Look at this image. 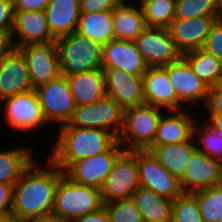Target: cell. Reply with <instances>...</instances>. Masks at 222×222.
<instances>
[{
  "label": "cell",
  "instance_id": "6da1fadb",
  "mask_svg": "<svg viewBox=\"0 0 222 222\" xmlns=\"http://www.w3.org/2000/svg\"><path fill=\"white\" fill-rule=\"evenodd\" d=\"M37 166L33 160L13 186L11 216L17 222L52 214L55 191L64 172L51 160L50 169Z\"/></svg>",
  "mask_w": 222,
  "mask_h": 222
},
{
  "label": "cell",
  "instance_id": "7a4b0ae2",
  "mask_svg": "<svg viewBox=\"0 0 222 222\" xmlns=\"http://www.w3.org/2000/svg\"><path fill=\"white\" fill-rule=\"evenodd\" d=\"M117 138L100 128H76L60 125L59 139L50 160L63 172L76 161L108 151Z\"/></svg>",
  "mask_w": 222,
  "mask_h": 222
},
{
  "label": "cell",
  "instance_id": "3957f363",
  "mask_svg": "<svg viewBox=\"0 0 222 222\" xmlns=\"http://www.w3.org/2000/svg\"><path fill=\"white\" fill-rule=\"evenodd\" d=\"M61 75L74 74L102 68V46L77 32L57 38Z\"/></svg>",
  "mask_w": 222,
  "mask_h": 222
},
{
  "label": "cell",
  "instance_id": "277c9868",
  "mask_svg": "<svg viewBox=\"0 0 222 222\" xmlns=\"http://www.w3.org/2000/svg\"><path fill=\"white\" fill-rule=\"evenodd\" d=\"M104 206L100 189L73 182L64 173L55 191L52 214L73 221Z\"/></svg>",
  "mask_w": 222,
  "mask_h": 222
},
{
  "label": "cell",
  "instance_id": "5b68a950",
  "mask_svg": "<svg viewBox=\"0 0 222 222\" xmlns=\"http://www.w3.org/2000/svg\"><path fill=\"white\" fill-rule=\"evenodd\" d=\"M162 108L151 104H141L124 109L122 130L117 137L124 150L147 149L153 142L162 113Z\"/></svg>",
  "mask_w": 222,
  "mask_h": 222
},
{
  "label": "cell",
  "instance_id": "8992f818",
  "mask_svg": "<svg viewBox=\"0 0 222 222\" xmlns=\"http://www.w3.org/2000/svg\"><path fill=\"white\" fill-rule=\"evenodd\" d=\"M139 187L136 149L124 150L114 162L100 188L102 201L107 204L115 200L132 198Z\"/></svg>",
  "mask_w": 222,
  "mask_h": 222
},
{
  "label": "cell",
  "instance_id": "52a82bcc",
  "mask_svg": "<svg viewBox=\"0 0 222 222\" xmlns=\"http://www.w3.org/2000/svg\"><path fill=\"white\" fill-rule=\"evenodd\" d=\"M123 117L124 109L105 96L94 103L76 106L67 124L76 128H100L117 138L122 130Z\"/></svg>",
  "mask_w": 222,
  "mask_h": 222
},
{
  "label": "cell",
  "instance_id": "ba28073f",
  "mask_svg": "<svg viewBox=\"0 0 222 222\" xmlns=\"http://www.w3.org/2000/svg\"><path fill=\"white\" fill-rule=\"evenodd\" d=\"M140 187L175 200L183 191L179 179L170 174L147 149H136Z\"/></svg>",
  "mask_w": 222,
  "mask_h": 222
},
{
  "label": "cell",
  "instance_id": "9c48e42d",
  "mask_svg": "<svg viewBox=\"0 0 222 222\" xmlns=\"http://www.w3.org/2000/svg\"><path fill=\"white\" fill-rule=\"evenodd\" d=\"M35 91L47 122L56 121L61 125L68 123L76 105L65 76L60 75L57 79L40 85Z\"/></svg>",
  "mask_w": 222,
  "mask_h": 222
},
{
  "label": "cell",
  "instance_id": "30bf717a",
  "mask_svg": "<svg viewBox=\"0 0 222 222\" xmlns=\"http://www.w3.org/2000/svg\"><path fill=\"white\" fill-rule=\"evenodd\" d=\"M117 141L108 151L73 162L64 174L73 182L100 189L111 171V168L124 151Z\"/></svg>",
  "mask_w": 222,
  "mask_h": 222
},
{
  "label": "cell",
  "instance_id": "8fae6325",
  "mask_svg": "<svg viewBox=\"0 0 222 222\" xmlns=\"http://www.w3.org/2000/svg\"><path fill=\"white\" fill-rule=\"evenodd\" d=\"M18 50L26 59L33 89L61 75L55 42L27 44Z\"/></svg>",
  "mask_w": 222,
  "mask_h": 222
},
{
  "label": "cell",
  "instance_id": "7c38bea8",
  "mask_svg": "<svg viewBox=\"0 0 222 222\" xmlns=\"http://www.w3.org/2000/svg\"><path fill=\"white\" fill-rule=\"evenodd\" d=\"M134 42L148 67L166 66L182 57L168 29L146 27Z\"/></svg>",
  "mask_w": 222,
  "mask_h": 222
},
{
  "label": "cell",
  "instance_id": "4fadbf2b",
  "mask_svg": "<svg viewBox=\"0 0 222 222\" xmlns=\"http://www.w3.org/2000/svg\"><path fill=\"white\" fill-rule=\"evenodd\" d=\"M1 101H6L5 117L8 124L16 130L32 131L47 123L35 89L7 97Z\"/></svg>",
  "mask_w": 222,
  "mask_h": 222
},
{
  "label": "cell",
  "instance_id": "5bb4252c",
  "mask_svg": "<svg viewBox=\"0 0 222 222\" xmlns=\"http://www.w3.org/2000/svg\"><path fill=\"white\" fill-rule=\"evenodd\" d=\"M179 182L183 192L222 184V161L196 150Z\"/></svg>",
  "mask_w": 222,
  "mask_h": 222
},
{
  "label": "cell",
  "instance_id": "9a60e30c",
  "mask_svg": "<svg viewBox=\"0 0 222 222\" xmlns=\"http://www.w3.org/2000/svg\"><path fill=\"white\" fill-rule=\"evenodd\" d=\"M102 69L105 75L106 96L123 109L145 103L143 76L125 73L120 69Z\"/></svg>",
  "mask_w": 222,
  "mask_h": 222
},
{
  "label": "cell",
  "instance_id": "2e32d148",
  "mask_svg": "<svg viewBox=\"0 0 222 222\" xmlns=\"http://www.w3.org/2000/svg\"><path fill=\"white\" fill-rule=\"evenodd\" d=\"M219 17L174 19L168 30L177 50L183 55L203 48L206 38Z\"/></svg>",
  "mask_w": 222,
  "mask_h": 222
},
{
  "label": "cell",
  "instance_id": "e0dca14e",
  "mask_svg": "<svg viewBox=\"0 0 222 222\" xmlns=\"http://www.w3.org/2000/svg\"><path fill=\"white\" fill-rule=\"evenodd\" d=\"M102 68L143 76L148 68L134 41L113 39L102 46Z\"/></svg>",
  "mask_w": 222,
  "mask_h": 222
},
{
  "label": "cell",
  "instance_id": "ac0fdd59",
  "mask_svg": "<svg viewBox=\"0 0 222 222\" xmlns=\"http://www.w3.org/2000/svg\"><path fill=\"white\" fill-rule=\"evenodd\" d=\"M29 90L34 89L26 59L18 49H13L0 61V102Z\"/></svg>",
  "mask_w": 222,
  "mask_h": 222
},
{
  "label": "cell",
  "instance_id": "d6986e66",
  "mask_svg": "<svg viewBox=\"0 0 222 222\" xmlns=\"http://www.w3.org/2000/svg\"><path fill=\"white\" fill-rule=\"evenodd\" d=\"M145 103L169 111H181L182 105L169 80L166 66L148 67L143 75Z\"/></svg>",
  "mask_w": 222,
  "mask_h": 222
},
{
  "label": "cell",
  "instance_id": "ffe728a7",
  "mask_svg": "<svg viewBox=\"0 0 222 222\" xmlns=\"http://www.w3.org/2000/svg\"><path fill=\"white\" fill-rule=\"evenodd\" d=\"M16 34L19 35L20 42L15 41ZM11 38L14 49L27 44L49 43L56 40L48 28L45 11L14 12Z\"/></svg>",
  "mask_w": 222,
  "mask_h": 222
},
{
  "label": "cell",
  "instance_id": "44dd1931",
  "mask_svg": "<svg viewBox=\"0 0 222 222\" xmlns=\"http://www.w3.org/2000/svg\"><path fill=\"white\" fill-rule=\"evenodd\" d=\"M167 74L180 102L203 99L206 103L210 88L195 75L183 57L167 65Z\"/></svg>",
  "mask_w": 222,
  "mask_h": 222
},
{
  "label": "cell",
  "instance_id": "7402d4cb",
  "mask_svg": "<svg viewBox=\"0 0 222 222\" xmlns=\"http://www.w3.org/2000/svg\"><path fill=\"white\" fill-rule=\"evenodd\" d=\"M48 28L57 39L76 32L80 0H50L45 8Z\"/></svg>",
  "mask_w": 222,
  "mask_h": 222
},
{
  "label": "cell",
  "instance_id": "603a6c76",
  "mask_svg": "<svg viewBox=\"0 0 222 222\" xmlns=\"http://www.w3.org/2000/svg\"><path fill=\"white\" fill-rule=\"evenodd\" d=\"M76 106L88 105L106 96L102 68L66 77Z\"/></svg>",
  "mask_w": 222,
  "mask_h": 222
},
{
  "label": "cell",
  "instance_id": "cb8c5ba5",
  "mask_svg": "<svg viewBox=\"0 0 222 222\" xmlns=\"http://www.w3.org/2000/svg\"><path fill=\"white\" fill-rule=\"evenodd\" d=\"M172 115H162L154 142L151 145H166L193 139V117L186 111H171Z\"/></svg>",
  "mask_w": 222,
  "mask_h": 222
},
{
  "label": "cell",
  "instance_id": "d4e9b609",
  "mask_svg": "<svg viewBox=\"0 0 222 222\" xmlns=\"http://www.w3.org/2000/svg\"><path fill=\"white\" fill-rule=\"evenodd\" d=\"M196 146L197 144L190 139L175 144L150 145L147 150L151 151L164 169L180 179L192 154L197 150Z\"/></svg>",
  "mask_w": 222,
  "mask_h": 222
},
{
  "label": "cell",
  "instance_id": "484cf974",
  "mask_svg": "<svg viewBox=\"0 0 222 222\" xmlns=\"http://www.w3.org/2000/svg\"><path fill=\"white\" fill-rule=\"evenodd\" d=\"M115 39L134 41L147 27L142 8L127 5L123 0L112 10Z\"/></svg>",
  "mask_w": 222,
  "mask_h": 222
},
{
  "label": "cell",
  "instance_id": "4316f807",
  "mask_svg": "<svg viewBox=\"0 0 222 222\" xmlns=\"http://www.w3.org/2000/svg\"><path fill=\"white\" fill-rule=\"evenodd\" d=\"M143 222H172L173 200L139 187L132 196Z\"/></svg>",
  "mask_w": 222,
  "mask_h": 222
},
{
  "label": "cell",
  "instance_id": "83f0119b",
  "mask_svg": "<svg viewBox=\"0 0 222 222\" xmlns=\"http://www.w3.org/2000/svg\"><path fill=\"white\" fill-rule=\"evenodd\" d=\"M76 32L101 46L106 45L115 39L112 11L81 13Z\"/></svg>",
  "mask_w": 222,
  "mask_h": 222
},
{
  "label": "cell",
  "instance_id": "f1b7e54d",
  "mask_svg": "<svg viewBox=\"0 0 222 222\" xmlns=\"http://www.w3.org/2000/svg\"><path fill=\"white\" fill-rule=\"evenodd\" d=\"M182 57L209 88L216 86L222 76V61L202 48L187 52Z\"/></svg>",
  "mask_w": 222,
  "mask_h": 222
},
{
  "label": "cell",
  "instance_id": "f546056e",
  "mask_svg": "<svg viewBox=\"0 0 222 222\" xmlns=\"http://www.w3.org/2000/svg\"><path fill=\"white\" fill-rule=\"evenodd\" d=\"M31 148L21 147L0 152V183L14 184L34 160Z\"/></svg>",
  "mask_w": 222,
  "mask_h": 222
},
{
  "label": "cell",
  "instance_id": "4dcf8cb0",
  "mask_svg": "<svg viewBox=\"0 0 222 222\" xmlns=\"http://www.w3.org/2000/svg\"><path fill=\"white\" fill-rule=\"evenodd\" d=\"M140 6L147 27L168 29L175 19L176 0H145Z\"/></svg>",
  "mask_w": 222,
  "mask_h": 222
},
{
  "label": "cell",
  "instance_id": "1f68e13d",
  "mask_svg": "<svg viewBox=\"0 0 222 222\" xmlns=\"http://www.w3.org/2000/svg\"><path fill=\"white\" fill-rule=\"evenodd\" d=\"M204 222H218L222 218V184L192 192Z\"/></svg>",
  "mask_w": 222,
  "mask_h": 222
},
{
  "label": "cell",
  "instance_id": "d6a6232c",
  "mask_svg": "<svg viewBox=\"0 0 222 222\" xmlns=\"http://www.w3.org/2000/svg\"><path fill=\"white\" fill-rule=\"evenodd\" d=\"M219 0H176L175 19L218 17Z\"/></svg>",
  "mask_w": 222,
  "mask_h": 222
},
{
  "label": "cell",
  "instance_id": "836d02e7",
  "mask_svg": "<svg viewBox=\"0 0 222 222\" xmlns=\"http://www.w3.org/2000/svg\"><path fill=\"white\" fill-rule=\"evenodd\" d=\"M197 135L201 142L196 146L200 152L219 160H222V131L213 127L210 123L206 125H195L193 135ZM202 147H201V146Z\"/></svg>",
  "mask_w": 222,
  "mask_h": 222
},
{
  "label": "cell",
  "instance_id": "e575fe53",
  "mask_svg": "<svg viewBox=\"0 0 222 222\" xmlns=\"http://www.w3.org/2000/svg\"><path fill=\"white\" fill-rule=\"evenodd\" d=\"M172 222H204L192 192H183L173 200Z\"/></svg>",
  "mask_w": 222,
  "mask_h": 222
},
{
  "label": "cell",
  "instance_id": "d590c367",
  "mask_svg": "<svg viewBox=\"0 0 222 222\" xmlns=\"http://www.w3.org/2000/svg\"><path fill=\"white\" fill-rule=\"evenodd\" d=\"M104 206L110 222H143L141 212L133 198L115 200Z\"/></svg>",
  "mask_w": 222,
  "mask_h": 222
},
{
  "label": "cell",
  "instance_id": "8d00e7d4",
  "mask_svg": "<svg viewBox=\"0 0 222 222\" xmlns=\"http://www.w3.org/2000/svg\"><path fill=\"white\" fill-rule=\"evenodd\" d=\"M202 49L222 61V20L214 23Z\"/></svg>",
  "mask_w": 222,
  "mask_h": 222
},
{
  "label": "cell",
  "instance_id": "74e56055",
  "mask_svg": "<svg viewBox=\"0 0 222 222\" xmlns=\"http://www.w3.org/2000/svg\"><path fill=\"white\" fill-rule=\"evenodd\" d=\"M123 0H80L81 13L112 11Z\"/></svg>",
  "mask_w": 222,
  "mask_h": 222
},
{
  "label": "cell",
  "instance_id": "f35d334b",
  "mask_svg": "<svg viewBox=\"0 0 222 222\" xmlns=\"http://www.w3.org/2000/svg\"><path fill=\"white\" fill-rule=\"evenodd\" d=\"M14 10L12 0H0V32L12 33Z\"/></svg>",
  "mask_w": 222,
  "mask_h": 222
},
{
  "label": "cell",
  "instance_id": "ab89813d",
  "mask_svg": "<svg viewBox=\"0 0 222 222\" xmlns=\"http://www.w3.org/2000/svg\"><path fill=\"white\" fill-rule=\"evenodd\" d=\"M13 185L0 183V217L11 216Z\"/></svg>",
  "mask_w": 222,
  "mask_h": 222
},
{
  "label": "cell",
  "instance_id": "60d3db41",
  "mask_svg": "<svg viewBox=\"0 0 222 222\" xmlns=\"http://www.w3.org/2000/svg\"><path fill=\"white\" fill-rule=\"evenodd\" d=\"M14 12L45 11L50 0H12Z\"/></svg>",
  "mask_w": 222,
  "mask_h": 222
},
{
  "label": "cell",
  "instance_id": "b9f144b4",
  "mask_svg": "<svg viewBox=\"0 0 222 222\" xmlns=\"http://www.w3.org/2000/svg\"><path fill=\"white\" fill-rule=\"evenodd\" d=\"M205 106L208 113H222V92L215 87H211L207 95Z\"/></svg>",
  "mask_w": 222,
  "mask_h": 222
},
{
  "label": "cell",
  "instance_id": "7bdbcfd3",
  "mask_svg": "<svg viewBox=\"0 0 222 222\" xmlns=\"http://www.w3.org/2000/svg\"><path fill=\"white\" fill-rule=\"evenodd\" d=\"M71 222H110V219L105 206H103L99 210L88 213L85 216L77 218Z\"/></svg>",
  "mask_w": 222,
  "mask_h": 222
},
{
  "label": "cell",
  "instance_id": "ee69618b",
  "mask_svg": "<svg viewBox=\"0 0 222 222\" xmlns=\"http://www.w3.org/2000/svg\"><path fill=\"white\" fill-rule=\"evenodd\" d=\"M13 49L11 33L0 32V61Z\"/></svg>",
  "mask_w": 222,
  "mask_h": 222
},
{
  "label": "cell",
  "instance_id": "f6af8a7d",
  "mask_svg": "<svg viewBox=\"0 0 222 222\" xmlns=\"http://www.w3.org/2000/svg\"><path fill=\"white\" fill-rule=\"evenodd\" d=\"M27 222H70V221H67L66 219H63L61 217L51 214V215L31 219Z\"/></svg>",
  "mask_w": 222,
  "mask_h": 222
},
{
  "label": "cell",
  "instance_id": "bcb514c9",
  "mask_svg": "<svg viewBox=\"0 0 222 222\" xmlns=\"http://www.w3.org/2000/svg\"><path fill=\"white\" fill-rule=\"evenodd\" d=\"M210 124L222 131V113H209Z\"/></svg>",
  "mask_w": 222,
  "mask_h": 222
},
{
  "label": "cell",
  "instance_id": "7dc6e473",
  "mask_svg": "<svg viewBox=\"0 0 222 222\" xmlns=\"http://www.w3.org/2000/svg\"><path fill=\"white\" fill-rule=\"evenodd\" d=\"M0 222H17L12 216L0 217Z\"/></svg>",
  "mask_w": 222,
  "mask_h": 222
},
{
  "label": "cell",
  "instance_id": "c3c4849f",
  "mask_svg": "<svg viewBox=\"0 0 222 222\" xmlns=\"http://www.w3.org/2000/svg\"><path fill=\"white\" fill-rule=\"evenodd\" d=\"M215 88H216L217 90H219L220 92H222V76L219 78V80H218Z\"/></svg>",
  "mask_w": 222,
  "mask_h": 222
},
{
  "label": "cell",
  "instance_id": "681fc988",
  "mask_svg": "<svg viewBox=\"0 0 222 222\" xmlns=\"http://www.w3.org/2000/svg\"><path fill=\"white\" fill-rule=\"evenodd\" d=\"M219 20H222V0H219V13H218Z\"/></svg>",
  "mask_w": 222,
  "mask_h": 222
}]
</instances>
